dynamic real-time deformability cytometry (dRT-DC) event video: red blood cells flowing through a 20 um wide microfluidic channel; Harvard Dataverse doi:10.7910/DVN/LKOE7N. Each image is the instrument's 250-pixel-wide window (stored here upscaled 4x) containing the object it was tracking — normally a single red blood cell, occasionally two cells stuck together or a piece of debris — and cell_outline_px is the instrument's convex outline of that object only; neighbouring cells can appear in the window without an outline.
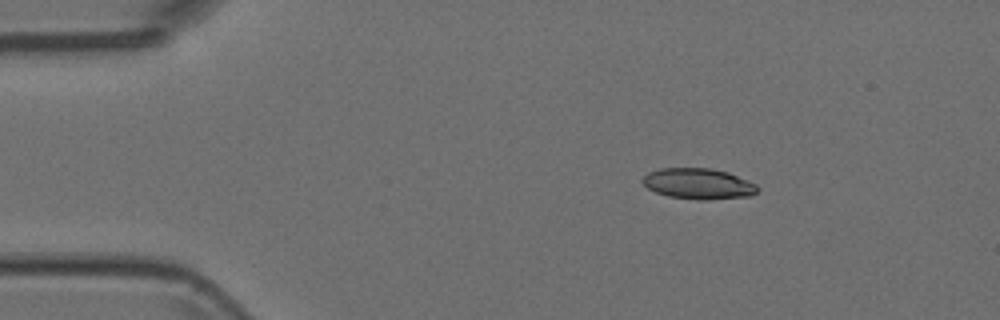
{"species": "Egyptian fruit bat (a non-hibernating species)", "species_latin": "Rousettus aegyptiacus", "temperature_condition": "room temperature", "stored_images_in_passage": 3, "camera_frame_rate_fps": 3000, "um_per_image_px": 0.085, "animal": {"sex": "female"}, "frame": {"image": 1, "passage_image": 1, "time_ms": 0.0, "image_size_px": [1000, 320], "cell_outline_px": [[760, 188], [752, 196], [704, 200], [700, 200], [668, 196], [656, 192], [648, 188], [640, 180], [648, 172], [660, 168], [712, 168], [728, 172], [756, 184]], "centroid_in_image_um": [59.37, 15.61], "position_along_channel_um": 25.6, "area_um2": 20.69}}
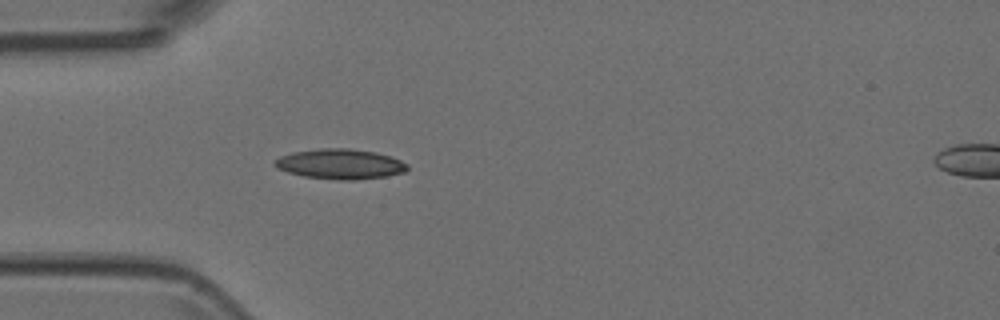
{"frame": {"image": 2, "passage_image": 3, "time_ms": 0.667, "image_size_px": [1000, 320], "cell_outline_px": [[408, 168], [404, 172], [384, 176], [352, 180], [340, 180], [304, 176], [288, 172], [276, 168], [272, 164], [280, 156], [292, 152], [320, 148], [348, 148], [376, 152], [400, 160], [408, 164]], "centroid_in_image_um": [28.88, 13.93], "position_along_channel_um": 56.1, "area_um2": 23.12}}